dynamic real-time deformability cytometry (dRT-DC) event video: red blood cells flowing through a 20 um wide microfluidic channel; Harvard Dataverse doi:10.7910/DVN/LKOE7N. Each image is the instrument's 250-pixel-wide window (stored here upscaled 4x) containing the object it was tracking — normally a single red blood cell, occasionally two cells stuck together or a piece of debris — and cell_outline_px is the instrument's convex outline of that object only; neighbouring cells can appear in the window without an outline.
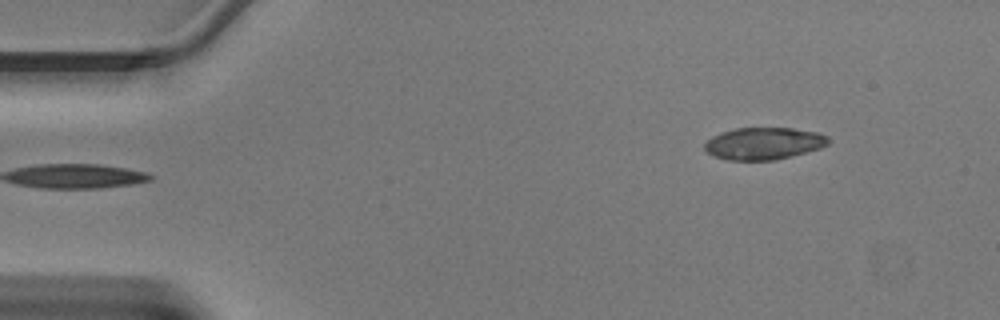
{"species": "Egyptian fruit bat (a non-hibernating species)", "species_latin": "Rousettus aegyptiacus", "temperature_condition": "warm", "stored_images_in_passage": 41, "camera_frame_rate_fps": 3000, "um_per_image_px": 0.085, "animal": {"sex": "male"}, "frame": {"image": 1, "passage_image": 1, "time_ms": 0.0, "image_size_px": [1000, 320], "cell_outline_px": [[828, 144], [820, 148], [776, 160], [728, 160], [716, 156], [708, 152], [704, 148], [704, 144], [712, 136], [736, 128], [792, 128], [816, 132], [828, 136]], "centroid_in_image_um": [64.93, 12.19], "position_along_channel_um": 20.1, "area_um2": 22.89}}
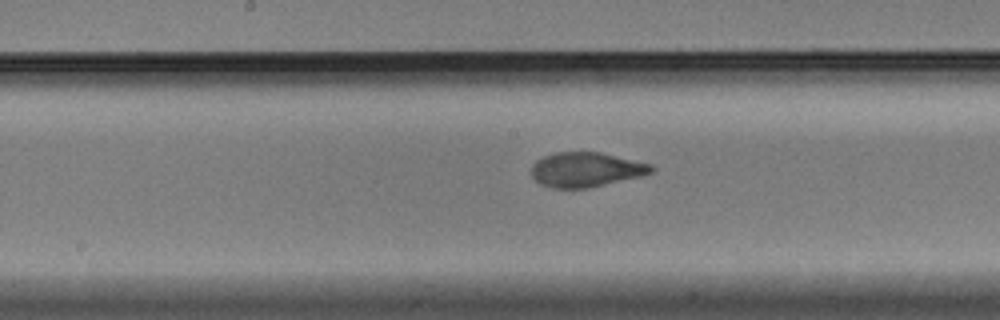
{"frame": {"image": 2, "passage_image": 19, "time_ms": 6.0, "image_size_px": [1000, 320], "cell_outline_px": [[652, 172], [640, 176], [588, 188], [552, 188], [540, 184], [532, 176], [532, 164], [536, 160], [544, 156], [556, 152], [600, 152], [652, 164]], "centroid_in_image_um": [49.78, 14.41], "position_along_channel_um": 198.4, "area_um2": 24.04}}
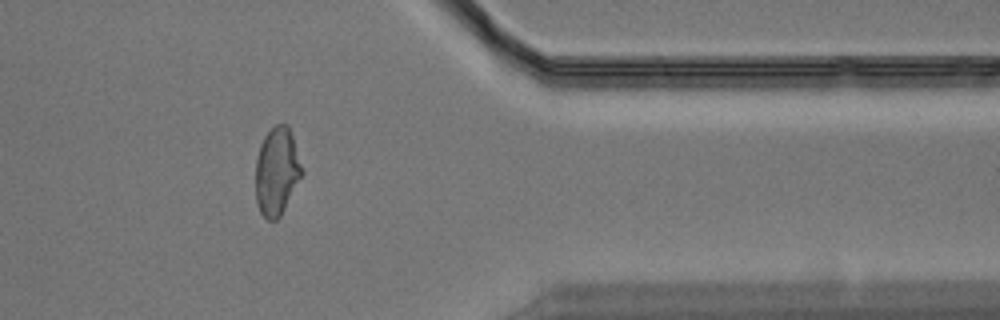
{"frame": {"image": 3, "passage_image": 33, "time_ms": 10.667, "image_size_px": [1000, 320], "cell_outline_px": [[304, 172], [280, 216], [276, 220], [268, 220], [260, 212], [256, 204], [256, 156], [260, 144], [264, 136], [276, 124], [288, 124]], "centroid_in_image_um": [23.52, 14.57], "position_along_channel_um": 387.9, "area_um2": 23.64}}